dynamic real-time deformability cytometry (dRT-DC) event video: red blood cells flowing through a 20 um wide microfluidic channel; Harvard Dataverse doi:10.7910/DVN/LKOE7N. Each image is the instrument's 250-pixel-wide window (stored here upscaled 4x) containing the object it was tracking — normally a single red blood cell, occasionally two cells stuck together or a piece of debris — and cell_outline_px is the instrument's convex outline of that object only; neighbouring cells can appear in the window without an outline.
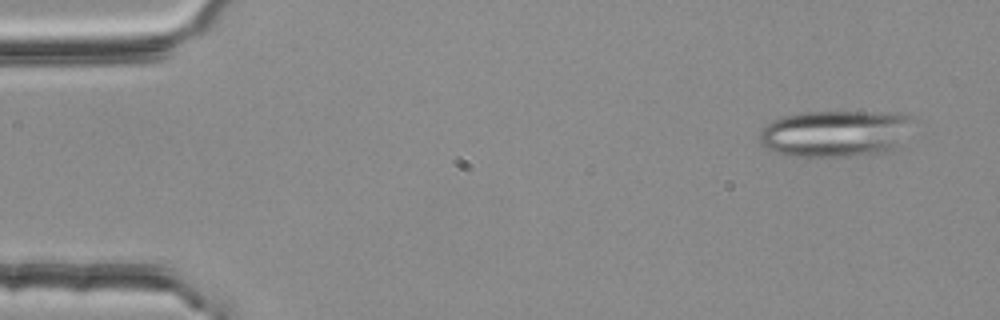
{"species": "common noctule bat (a hibernating species)", "species_latin": "Nyctalus noctula", "temperature_condition": "room temperature", "stored_images_in_passage": 3, "camera_frame_rate_fps": 3000, "um_per_image_px": 0.085, "animal": {"sex": "female", "body_mass_g": 25.1}, "frame": {"image": 1, "passage_image": 1, "time_ms": 0.0, "image_size_px": [1000, 320], "cell_outline_px": [[908, 116], [896, 148], [892, 152], [848, 156], [784, 156], [764, 148], [760, 144], [760, 132], [772, 120], [780, 116], [804, 112], [888, 112]], "centroid_in_image_um": [70.84, 11.36], "position_along_channel_um": 14.2, "area_um2": 41.1}}